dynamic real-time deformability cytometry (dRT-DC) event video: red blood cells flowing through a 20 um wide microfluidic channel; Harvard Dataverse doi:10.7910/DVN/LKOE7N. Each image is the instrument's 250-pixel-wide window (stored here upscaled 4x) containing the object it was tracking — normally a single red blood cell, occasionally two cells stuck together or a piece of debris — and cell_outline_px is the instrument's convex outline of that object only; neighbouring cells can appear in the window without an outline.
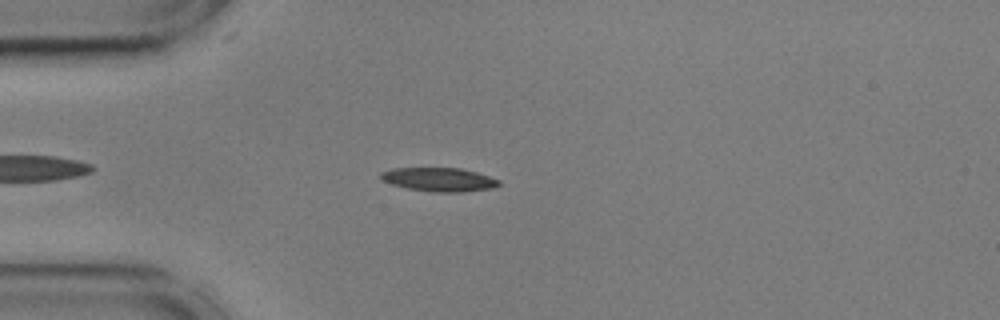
{"species": "common noctule bat (a hibernating species)", "species_latin": "Nyctalus noctula", "temperature_condition": "cold", "stored_images_in_passage": 49, "camera_frame_rate_fps": 3000, "um_per_image_px": 0.085, "animal": {"sex": "male", "body_mass_g": 17.9, "forearm_length_mm": 54.2}, "frame": {"image": 1, "passage_image": 8, "time_ms": 2.333, "image_size_px": [1000, 320], "cell_outline_px": [[500, 184], [492, 188], [460, 192], [436, 192], [408, 188], [392, 184], [384, 180], [380, 176], [380, 172], [392, 168], [460, 168], [476, 172], [500, 180]], "centroid_in_image_um": [37.33, 15.25], "position_along_channel_um": 47.7, "area_um2": 16.13}}
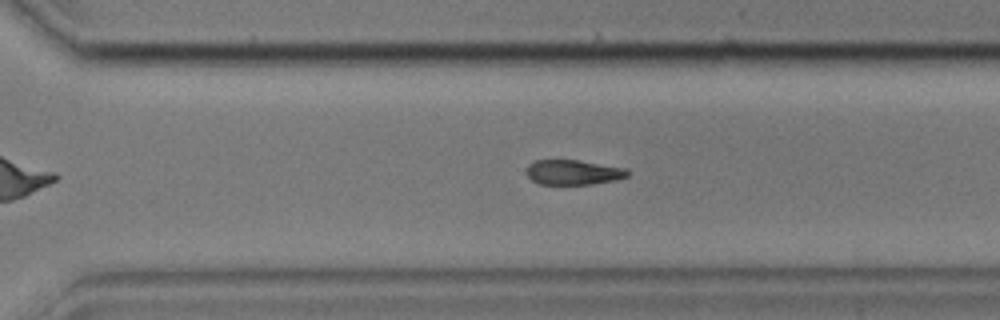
{"frame": {"image": 2, "passage_image": 32, "time_ms": 10.333, "image_size_px": [1000, 320], "cell_outline_px": [[628, 176], [616, 180], [592, 184], [540, 184], [532, 180], [528, 176], [528, 164], [536, 160], [576, 160], [628, 168]], "centroid_in_image_um": [48.76, 14.64], "position_along_channel_um": 321.8, "area_um2": 14.57}}
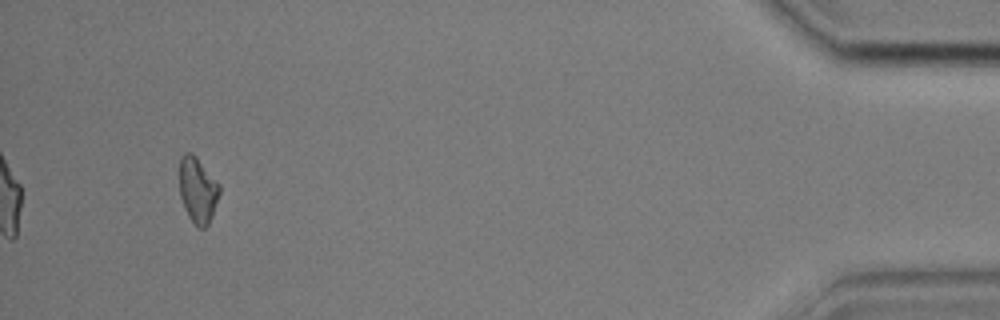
{"frame": {"image": 3, "passage_image": 46, "time_ms": 15.0, "image_size_px": [1000, 320], "cell_outline_px": [[220, 192], [212, 216], [208, 224], [204, 228], [200, 228], [188, 216], [184, 208], [180, 196], [180, 156], [184, 152], [192, 152], [196, 156], [220, 184]], "centroid_in_image_um": [16.81, 16.12], "position_along_channel_um": 418.4, "area_um2": 15.32}, "authors_computed_cell_mechanics": {"area_um2": 16.0684, "velocity_mm_per_s": 3.595, "shape_relaxation_time_tau1_ms": 5.4771, "shape_relaxation_time_tau2_ms": null, "deformation_change_tau1": 0.1121, "deformation_change_tau2": null}}